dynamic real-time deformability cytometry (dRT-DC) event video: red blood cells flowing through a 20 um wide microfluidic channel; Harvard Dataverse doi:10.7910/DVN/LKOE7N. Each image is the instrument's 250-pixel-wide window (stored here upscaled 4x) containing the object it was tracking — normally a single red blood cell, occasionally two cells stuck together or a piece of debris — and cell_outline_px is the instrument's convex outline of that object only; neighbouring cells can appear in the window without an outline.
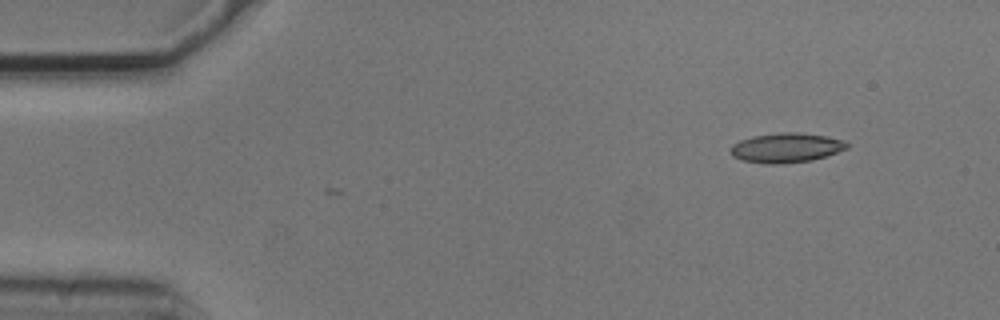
{"species": "common noctule bat (a hibernating species)", "species_latin": "Nyctalus noctula", "temperature_condition": "cold", "stored_images_in_passage": 4, "camera_frame_rate_fps": 3000, "um_per_image_px": 0.085, "animal": {"sex": "male", "body_mass_g": 20.5, "forearm_length_mm": 52.5}, "frame": {"image": 1, "passage_image": 1, "time_ms": 0.0, "image_size_px": [1000, 320], "cell_outline_px": [[848, 148], [812, 160], [784, 164], [764, 164], [744, 160], [732, 156], [728, 152], [728, 148], [732, 144], [740, 140], [752, 136], [780, 132], [796, 132], [824, 136], [844, 140], [848, 144]], "centroid_in_image_um": [66.76, 12.56], "position_along_channel_um": 18.2, "area_um2": 20.17}}
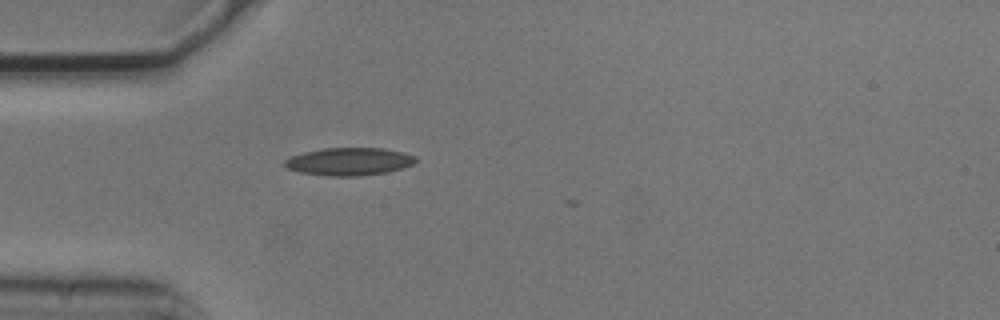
{"frame": {"image": 2, "passage_image": 4, "time_ms": 1.0, "image_size_px": [1000, 320], "cell_outline_px": [[416, 164], [388, 172], [360, 176], [328, 176], [300, 172], [288, 168], [284, 164], [284, 160], [288, 156], [304, 152], [324, 148], [384, 148], [404, 152], [416, 156]], "centroid_in_image_um": [29.7, 13.73], "position_along_channel_um": 55.3, "area_um2": 21.39}}